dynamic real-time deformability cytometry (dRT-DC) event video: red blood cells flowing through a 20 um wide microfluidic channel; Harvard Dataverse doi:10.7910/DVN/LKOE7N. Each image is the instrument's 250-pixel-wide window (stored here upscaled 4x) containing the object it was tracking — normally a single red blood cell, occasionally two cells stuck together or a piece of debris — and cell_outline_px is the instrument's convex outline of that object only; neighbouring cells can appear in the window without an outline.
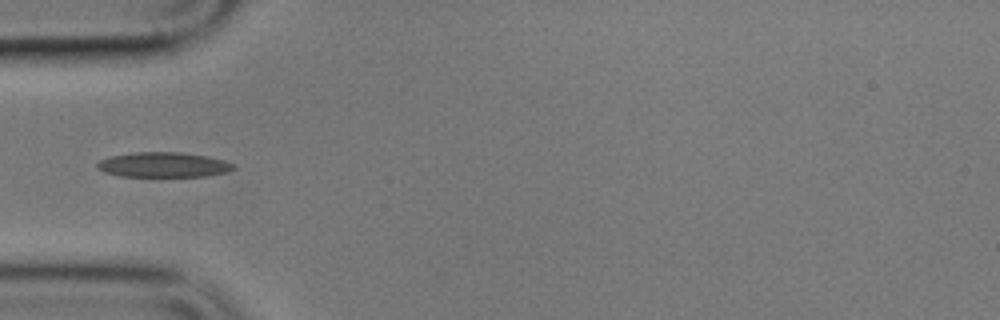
{"species": "common noctule bat (a hibernating species)", "species_latin": "Nyctalus noctula", "temperature_condition": "cold", "stored_images_in_passage": 9, "camera_frame_rate_fps": 3000, "um_per_image_px": 0.085, "animal": {"sex": "male", "body_mass_g": 17.9}, "frame": {"image": 1, "passage_image": 4, "time_ms": 3.667, "image_size_px": [1000, 320], "cell_outline_px": [[236, 168], [228, 172], [204, 176], [120, 176], [104, 172], [96, 168], [96, 164], [100, 160], [112, 156], [136, 152], [180, 152], [204, 156], [224, 160], [232, 164]], "centroid_in_image_um": [13.87, 14.01], "position_along_channel_um": 71.1, "area_um2": 19.65}}
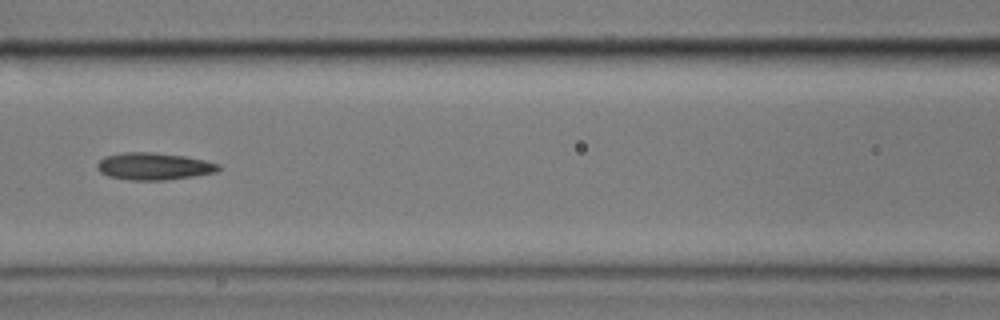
{"frame": {"image": 2, "passage_image": 6, "time_ms": 6.0, "image_size_px": [1000, 320], "cell_outline_px": [[220, 168], [216, 172], [196, 176], [168, 180], [128, 180], [108, 176], [100, 172], [96, 168], [96, 164], [104, 156], [124, 152], [152, 152], [184, 156], [204, 160], [220, 164]], "centroid_in_image_um": [13.06, 14.14], "position_along_channel_um": 153.5, "area_um2": 19.36}}
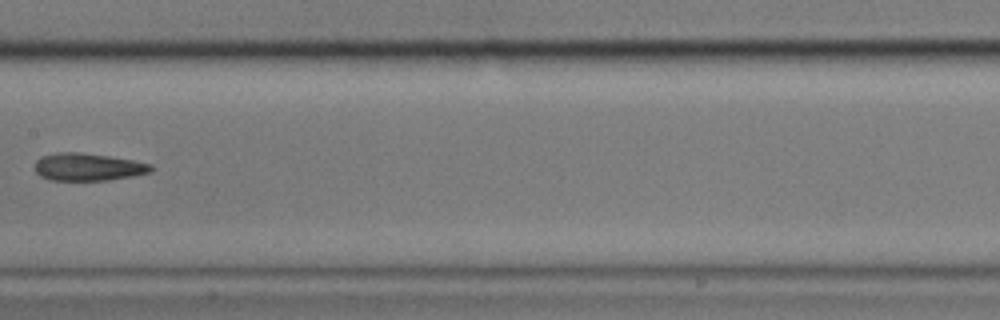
{"frame": {"image": 3, "passage_image": 7, "time_ms": 7.333, "image_size_px": [1000, 320], "cell_outline_px": [[156, 168], [152, 172], [132, 176], [108, 180], [48, 180], [40, 176], [36, 172], [36, 160], [40, 156], [60, 152], [76, 152], [108, 156], [132, 160], [152, 164]], "centroid_in_image_um": [7.5, 14.2], "position_along_channel_um": 199.9, "area_um2": 18.67}}